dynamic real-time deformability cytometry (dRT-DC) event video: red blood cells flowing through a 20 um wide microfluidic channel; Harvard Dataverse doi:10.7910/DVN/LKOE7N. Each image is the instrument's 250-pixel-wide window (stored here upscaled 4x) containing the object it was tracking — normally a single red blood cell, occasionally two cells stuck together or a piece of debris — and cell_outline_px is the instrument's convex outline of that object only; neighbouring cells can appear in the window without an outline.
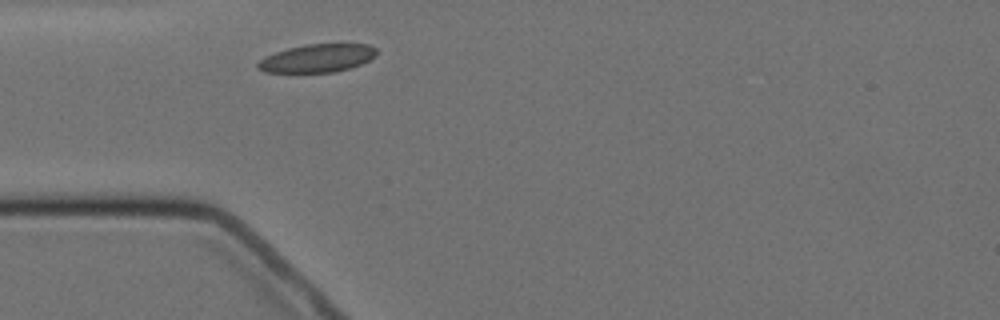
{"species": "Egyptian fruit bat (a non-hibernating species)", "species_latin": "Rousettus aegyptiacus", "temperature_condition": "cold", "stored_images_in_passage": 1, "camera_frame_rate_fps": 3000, "um_per_image_px": 0.085, "animal": {"sex": "female"}, "frame": {"image": 1, "passage_image": 1, "time_ms": 0.0, "image_size_px": [1000, 320], "cell_outline_px": [[376, 56], [360, 64], [348, 68], [332, 72], [264, 72], [256, 68], [256, 64], [264, 56], [288, 48], [304, 44], [368, 44], [376, 48]], "centroid_in_image_um": [26.93, 4.94], "position_along_channel_um": 58.1, "area_um2": 19.36}}